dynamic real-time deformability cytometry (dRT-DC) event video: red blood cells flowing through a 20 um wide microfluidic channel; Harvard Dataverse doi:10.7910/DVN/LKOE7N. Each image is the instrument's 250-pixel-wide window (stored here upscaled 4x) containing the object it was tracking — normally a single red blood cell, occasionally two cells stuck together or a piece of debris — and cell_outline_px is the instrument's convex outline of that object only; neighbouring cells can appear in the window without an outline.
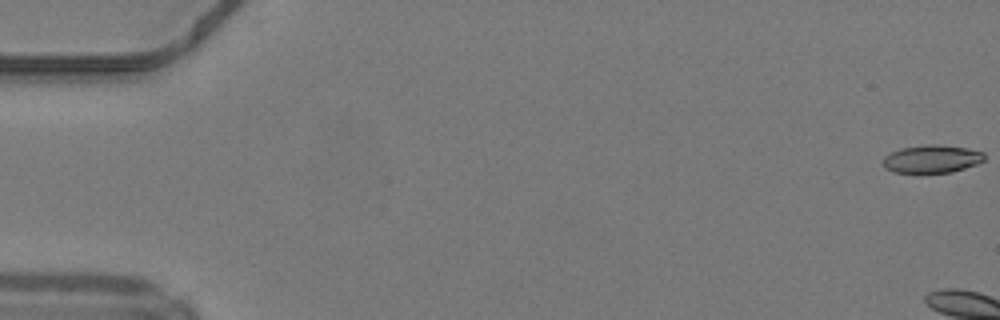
{"species": "common noctule bat (a hibernating species)", "species_latin": "Nyctalus noctula", "temperature_condition": "warm", "stored_images_in_passage": 4, "camera_frame_rate_fps": 3000, "um_per_image_px": 0.085, "animal": {"sex": "male", "body_mass_g": 19.2, "forearm_length_mm": 51.8}, "frame": {"image": 1, "passage_image": 1, "time_ms": 0.0, "image_size_px": [1000, 320], "cell_outline_px": [[984, 160], [976, 164], [952, 172], [892, 172], [884, 168], [884, 156], [900, 148], [928, 144], [936, 144], [968, 148], [984, 152]], "centroid_in_image_um": [79.21, 13.5], "position_along_channel_um": 5.8, "area_um2": 16.36}}